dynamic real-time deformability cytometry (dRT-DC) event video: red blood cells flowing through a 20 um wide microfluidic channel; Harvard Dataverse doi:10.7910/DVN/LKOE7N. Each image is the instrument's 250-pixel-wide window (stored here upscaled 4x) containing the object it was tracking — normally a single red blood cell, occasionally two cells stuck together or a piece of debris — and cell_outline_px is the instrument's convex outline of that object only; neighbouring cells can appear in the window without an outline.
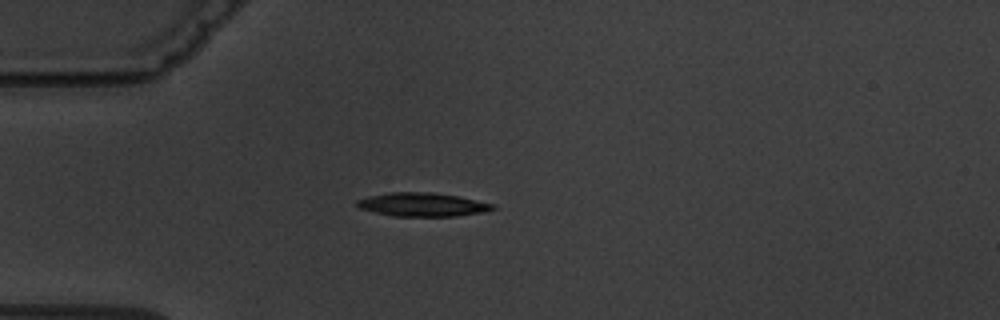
{"species": "common noctule bat (a hibernating species)", "species_latin": "Nyctalus noctula", "temperature_condition": "warm", "stored_images_in_passage": 4, "camera_frame_rate_fps": 3000, "um_per_image_px": 0.085, "animal": {"sex": "male", "body_mass_g": 19.5, "forearm_length_mm": 54.6}, "frame": {"image": 1, "passage_image": 1, "time_ms": 0.0, "image_size_px": [1000, 320], "cell_outline_px": [[496, 208], [484, 212], [456, 216], [392, 216], [360, 208], [356, 204], [356, 200], [368, 196], [388, 192], [432, 192], [460, 196], [492, 204]], "centroid_in_image_um": [35.9, 17.38], "position_along_channel_um": 49.1, "area_um2": 18.67}}
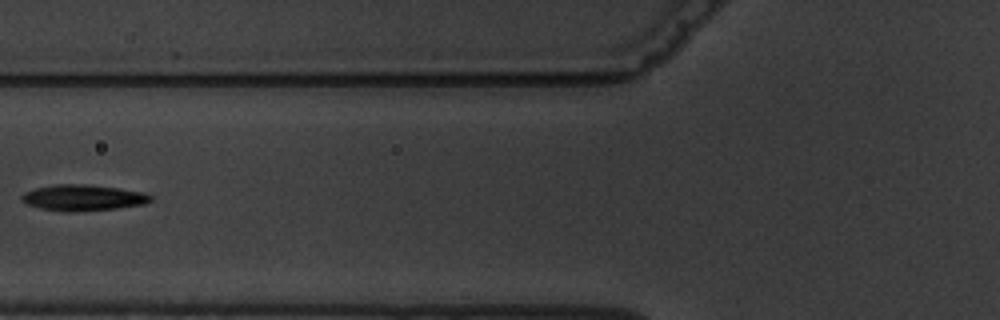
{"frame": {"image": 2, "passage_image": 3, "time_ms": 2.333, "image_size_px": [1000, 320], "cell_outline_px": [[152, 200], [144, 204], [116, 208], [72, 212], [64, 212], [40, 208], [28, 204], [20, 200], [20, 196], [24, 192], [36, 188], [52, 184], [88, 184], [120, 188], [144, 192], [152, 196]], "centroid_in_image_um": [7.04, 16.79], "position_along_channel_um": 118.8, "area_um2": 19.71}}
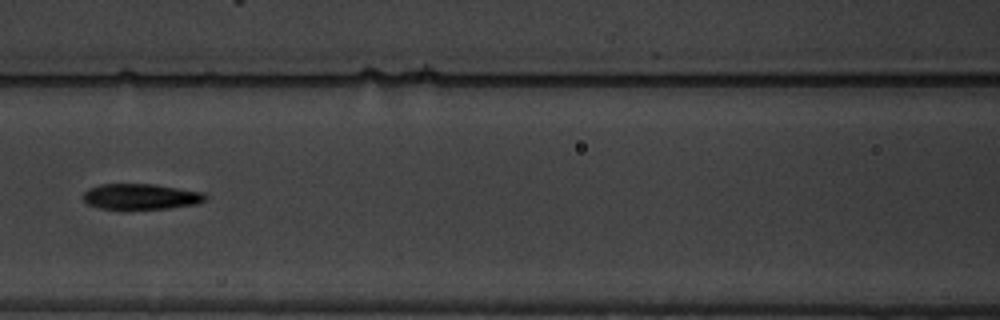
{"frame": {"image": 3, "passage_image": 4, "time_ms": 3.333, "image_size_px": [1000, 320], "cell_outline_px": [[208, 196], [204, 200], [196, 204], [168, 208], [124, 212], [120, 212], [100, 208], [88, 204], [84, 200], [84, 192], [88, 188], [100, 184], [152, 184], [204, 192]], "centroid_in_image_um": [11.93, 16.75], "position_along_channel_um": 154.7, "area_um2": 19.02}}